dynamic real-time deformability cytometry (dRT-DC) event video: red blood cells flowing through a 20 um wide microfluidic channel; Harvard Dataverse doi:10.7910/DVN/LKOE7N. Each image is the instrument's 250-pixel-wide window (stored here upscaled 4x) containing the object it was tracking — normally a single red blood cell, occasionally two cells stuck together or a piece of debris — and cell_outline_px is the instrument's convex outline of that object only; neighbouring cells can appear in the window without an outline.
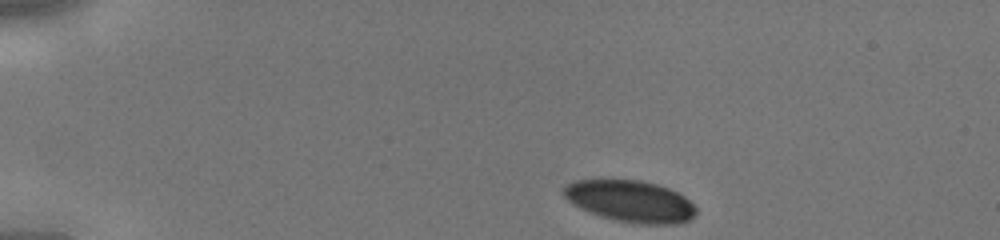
{"species": "human", "species_latin": "Homo sapiens", "temperature_condition": "cold", "stored_images_in_passage": 37, "camera_frame_rate_fps": 3000, "um_per_image_px": 0.085, "donor": {"sex": "male"}, "frame": {"image": 1, "passage_image": 1, "time_ms": 0.0, "image_size_px": [1000, 240], "cell_outline_px": [[696, 212], [688, 220], [676, 224], [640, 224], [616, 220], [580, 208], [572, 204], [564, 196], [564, 188], [568, 184], [576, 180], [640, 180], [656, 184], [668, 188], [684, 196], [696, 208]], "centroid_in_image_um": [53.59, 17.1], "position_along_channel_um": 31.4, "area_um2": 31.62}}
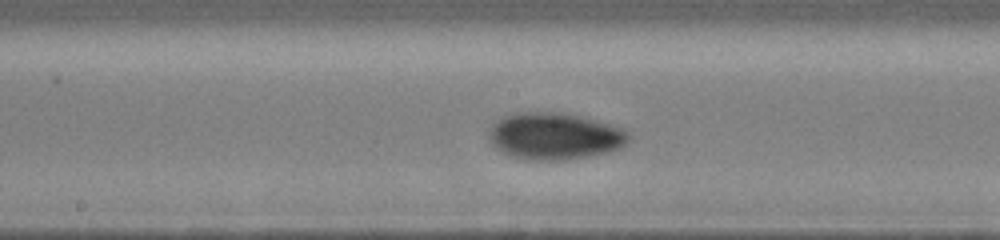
{"frame": {"image": 2, "passage_image": 17, "time_ms": 5.333, "image_size_px": [1000, 240], "cell_outline_px": [[632, 136], [620, 148], [608, 152], [588, 156], [564, 160], [520, 160], [508, 156], [500, 152], [492, 144], [488, 132], [488, 128], [496, 120], [504, 116], [516, 112], [568, 112], [612, 124], [624, 128]], "centroid_in_image_um": [47.12, 11.56], "position_along_channel_um": 201.1, "area_um2": 38.96}}
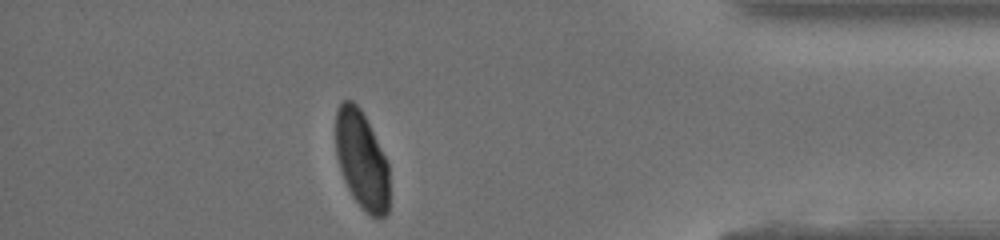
{"frame": {"image": 3, "passage_image": 32, "time_ms": 10.333, "image_size_px": [1000, 240], "cell_outline_px": [[388, 212], [380, 220], [376, 220], [364, 212], [352, 196], [344, 180], [336, 156], [336, 112], [340, 104], [344, 100], [352, 100], [360, 108], [388, 164]], "centroid_in_image_um": [30.73, 13.66], "position_along_channel_um": 404.5, "area_um2": 30.46}}